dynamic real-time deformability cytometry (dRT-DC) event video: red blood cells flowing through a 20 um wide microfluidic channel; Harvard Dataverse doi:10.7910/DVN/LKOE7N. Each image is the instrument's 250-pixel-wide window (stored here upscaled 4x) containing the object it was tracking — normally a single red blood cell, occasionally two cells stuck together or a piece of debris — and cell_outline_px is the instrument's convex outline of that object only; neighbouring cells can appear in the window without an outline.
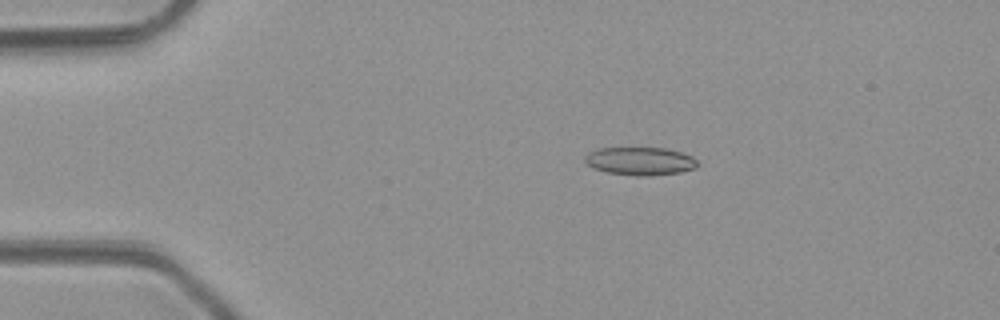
{"species": "common noctule bat (a hibernating species)", "species_latin": "Nyctalus noctula", "temperature_condition": "room temperature", "stored_images_in_passage": 5, "camera_frame_rate_fps": 3000, "um_per_image_px": 0.085, "animal": {"sex": "male", "body_mass_g": 23.1, "forearm_length_mm": 52.7}, "frame": {"image": 1, "passage_image": 3, "time_ms": 2.333, "image_size_px": [1000, 320], "cell_outline_px": [[696, 168], [680, 172], [652, 176], [636, 176], [608, 172], [592, 168], [584, 160], [584, 156], [588, 152], [596, 148], [664, 148], [684, 152], [692, 156], [696, 160]], "centroid_in_image_um": [54.4, 13.69], "position_along_channel_um": 30.6, "area_um2": 18.55}}